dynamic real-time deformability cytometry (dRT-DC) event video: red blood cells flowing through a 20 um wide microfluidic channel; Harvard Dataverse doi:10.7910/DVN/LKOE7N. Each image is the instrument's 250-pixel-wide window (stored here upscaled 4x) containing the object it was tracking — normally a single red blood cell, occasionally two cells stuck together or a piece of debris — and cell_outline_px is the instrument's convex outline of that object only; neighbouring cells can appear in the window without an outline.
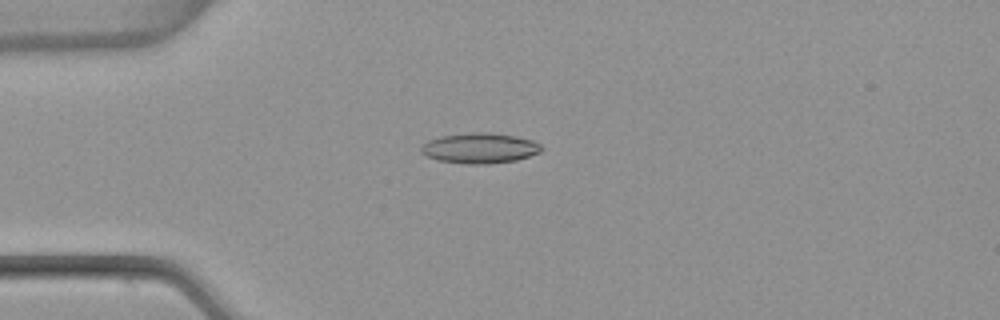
{"species": "common noctule bat (a hibernating species)", "species_latin": "Nyctalus noctula", "temperature_condition": "warm", "stored_images_in_passage": 6, "camera_frame_rate_fps": 3000, "um_per_image_px": 0.085, "animal": {"sex": "female", "body_mass_g": 22.7, "forearm_length_mm": 54.2}, "frame": {"image": 1, "passage_image": 4, "time_ms": 1.0, "image_size_px": [1000, 320], "cell_outline_px": [[544, 148], [540, 152], [516, 160], [488, 164], [464, 164], [436, 160], [420, 152], [420, 148], [428, 140], [440, 136], [472, 132], [492, 132], [516, 136], [532, 140], [540, 144]], "centroid_in_image_um": [40.78, 12.59], "position_along_channel_um": 44.2, "area_um2": 21.44}}
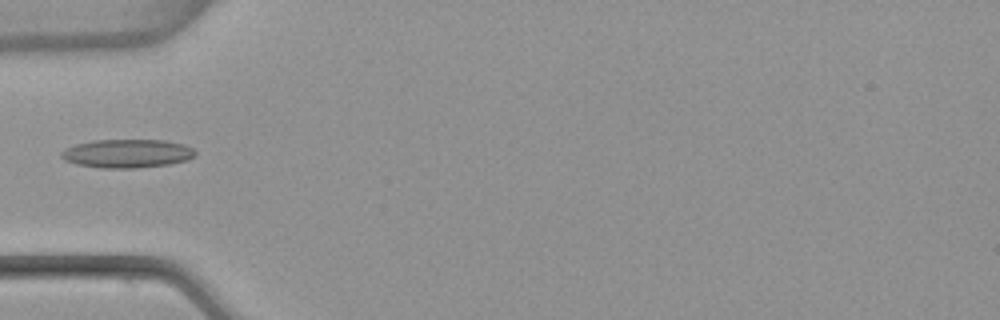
{"frame": {"image": 2, "passage_image": 5, "time_ms": 1.333, "image_size_px": [1000, 320], "cell_outline_px": [[196, 156], [188, 160], [168, 164], [136, 168], [100, 168], [76, 164], [64, 160], [60, 156], [60, 152], [64, 148], [76, 144], [92, 140], [164, 140], [184, 144], [192, 148], [196, 152]], "centroid_in_image_um": [10.79, 13.04], "position_along_channel_um": 74.2, "area_um2": 22.48}}
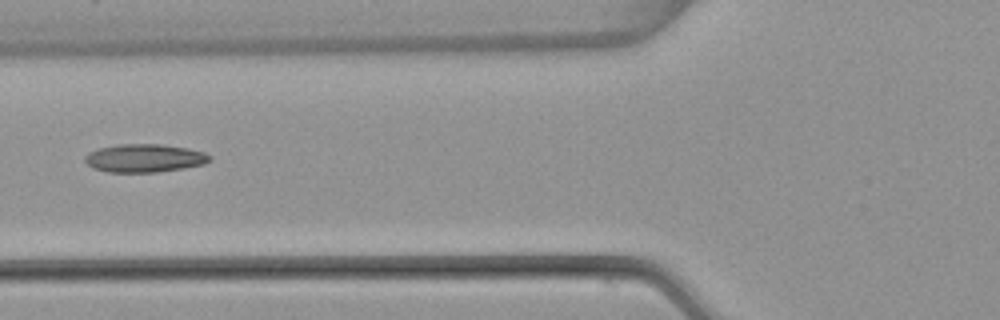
{"frame": {"image": 3, "passage_image": 6, "time_ms": 1.667, "image_size_px": [1000, 320], "cell_outline_px": [[212, 160], [204, 164], [184, 168], [156, 172], [108, 172], [96, 168], [88, 164], [84, 160], [84, 156], [88, 152], [100, 148], [116, 144], [160, 144], [188, 148], [204, 152], [212, 156]], "centroid_in_image_um": [12.31, 13.43], "position_along_channel_um": 113.5, "area_um2": 20.52}}